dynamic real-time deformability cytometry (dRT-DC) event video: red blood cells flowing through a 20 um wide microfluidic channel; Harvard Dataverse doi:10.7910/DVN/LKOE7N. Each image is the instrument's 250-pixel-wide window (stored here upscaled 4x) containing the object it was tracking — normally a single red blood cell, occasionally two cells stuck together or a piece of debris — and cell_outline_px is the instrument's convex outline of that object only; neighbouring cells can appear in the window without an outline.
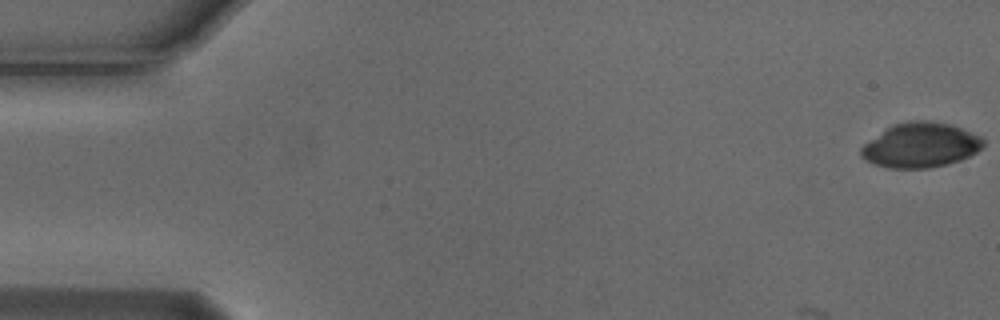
{"species": "Egyptian fruit bat (a non-hibernating species)", "species_latin": "Rousettus aegyptiacus", "temperature_condition": "cold", "stored_images_in_passage": 5, "camera_frame_rate_fps": 3000, "um_per_image_px": 0.085, "animal": {"sex": "male"}, "frame": {"image": 1, "passage_image": 1, "time_ms": 0.0, "image_size_px": [1000, 320], "cell_outline_px": [[984, 144], [976, 152], [960, 160], [948, 164], [928, 168], [888, 168], [876, 164], [860, 156], [860, 148], [864, 144], [892, 124], [908, 120], [928, 120], [952, 124], [980, 136], [984, 140]], "centroid_in_image_um": [78.25, 12.32], "position_along_channel_um": 6.8, "area_um2": 31.85}}
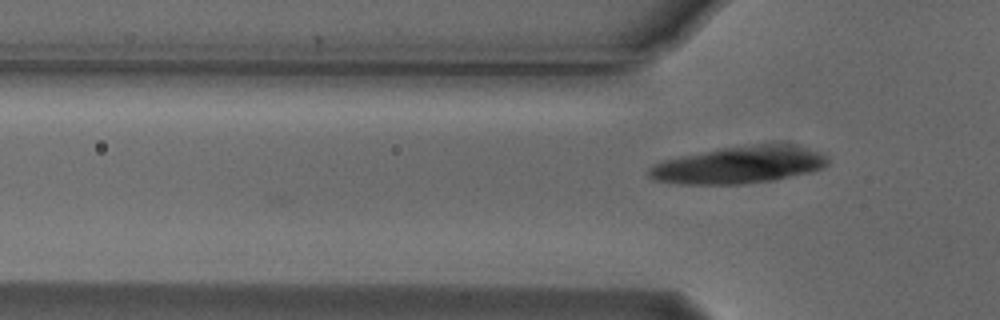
{"frame": {"image": 2, "passage_image": 5, "time_ms": 1.333, "image_size_px": [1000, 320], "cell_outline_px": [[828, 164], [824, 168], [812, 172], [772, 180], [744, 184], [680, 184], [652, 180], [648, 176], [648, 168], [652, 164], [664, 160], [724, 148], [752, 144], [792, 144], [824, 152], [828, 156]], "centroid_in_image_um": [62.87, 14.02], "position_along_channel_um": 62.9, "area_um2": 38.84}}